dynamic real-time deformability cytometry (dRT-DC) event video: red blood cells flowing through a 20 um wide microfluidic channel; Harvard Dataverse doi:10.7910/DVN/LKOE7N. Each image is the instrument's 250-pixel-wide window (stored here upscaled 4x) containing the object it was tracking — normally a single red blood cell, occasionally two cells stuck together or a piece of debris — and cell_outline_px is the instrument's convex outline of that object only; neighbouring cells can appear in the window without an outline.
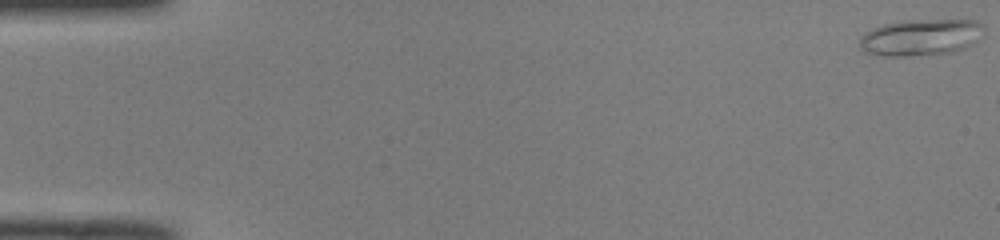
{"species": "common noctule bat (a hibernating species)", "species_latin": "Nyctalus noctula", "temperature_condition": "room temperature", "stored_images_in_passage": 8, "camera_frame_rate_fps": 3000, "um_per_image_px": 0.085, "animal": {"sex": "male", "body_mass_g": 19.0, "forearm_length_mm": 50.8}, "frame": {"image": 1, "passage_image": 1, "time_ms": 0.0, "image_size_px": [1000, 240], "cell_outline_px": [[984, 28], [976, 44], [952, 52], [908, 56], [884, 56], [864, 52], [860, 48], [860, 36], [864, 32], [872, 28], [884, 24], [904, 20], [972, 20], [984, 24]], "centroid_in_image_um": [78.26, 3.17], "position_along_channel_um": 6.7, "area_um2": 26.65}}